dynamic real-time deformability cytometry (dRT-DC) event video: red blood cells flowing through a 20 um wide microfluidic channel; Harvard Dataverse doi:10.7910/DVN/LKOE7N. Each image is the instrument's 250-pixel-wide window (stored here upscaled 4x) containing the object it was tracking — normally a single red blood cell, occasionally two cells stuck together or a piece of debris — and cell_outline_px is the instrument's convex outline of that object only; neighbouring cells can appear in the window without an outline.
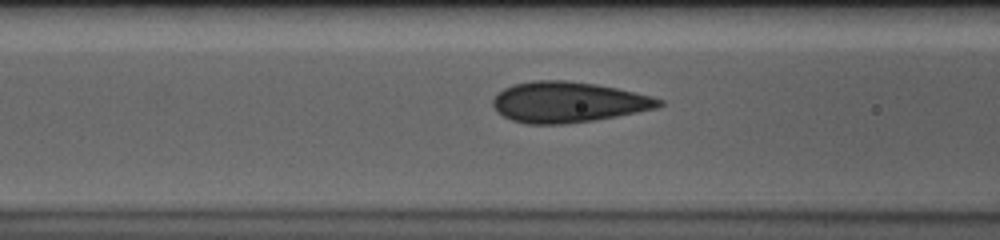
{"species": "human", "species_latin": "Homo sapiens", "temperature_condition": "cold", "stored_images_in_passage": 35, "camera_frame_rate_fps": 3000, "um_per_image_px": 0.085, "donor": {"sex": "male"}, "frame": {"image": 1, "passage_image": 5, "time_ms": 1.333, "image_size_px": [1000, 240], "cell_outline_px": [[664, 104], [660, 108], [616, 116], [568, 124], [524, 124], [512, 120], [504, 116], [492, 104], [492, 100], [504, 88], [512, 84], [536, 80], [564, 80], [596, 84], [616, 88], [652, 96], [664, 100]], "centroid_in_image_um": [48.33, 8.68], "position_along_channel_um": 118.3, "area_um2": 39.3}}
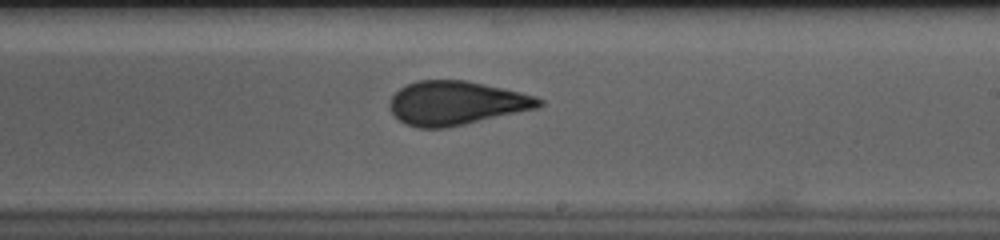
{"frame": {"image": 2, "passage_image": 16, "time_ms": 5.0, "image_size_px": [1000, 240], "cell_outline_px": [[544, 104], [536, 108], [464, 124], [444, 128], [420, 128], [404, 124], [392, 112], [388, 104], [388, 100], [400, 88], [416, 80], [464, 80], [520, 92], [536, 96], [544, 100]], "centroid_in_image_um": [38.75, 8.76], "position_along_channel_um": 250.3, "area_um2": 37.86}}
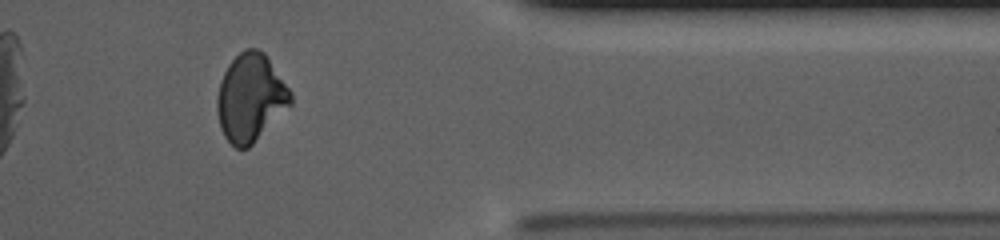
{"frame": {"image": 3, "passage_image": 29, "time_ms": 9.333, "image_size_px": [1000, 240], "cell_outline_px": [[292, 104], [248, 148], [236, 148], [224, 136], [220, 128], [216, 108], [216, 96], [220, 80], [228, 64], [244, 48], [256, 48], [264, 52], [292, 92]], "centroid_in_image_um": [21.28, 8.29], "position_along_channel_um": 390.1, "area_um2": 37.63}}